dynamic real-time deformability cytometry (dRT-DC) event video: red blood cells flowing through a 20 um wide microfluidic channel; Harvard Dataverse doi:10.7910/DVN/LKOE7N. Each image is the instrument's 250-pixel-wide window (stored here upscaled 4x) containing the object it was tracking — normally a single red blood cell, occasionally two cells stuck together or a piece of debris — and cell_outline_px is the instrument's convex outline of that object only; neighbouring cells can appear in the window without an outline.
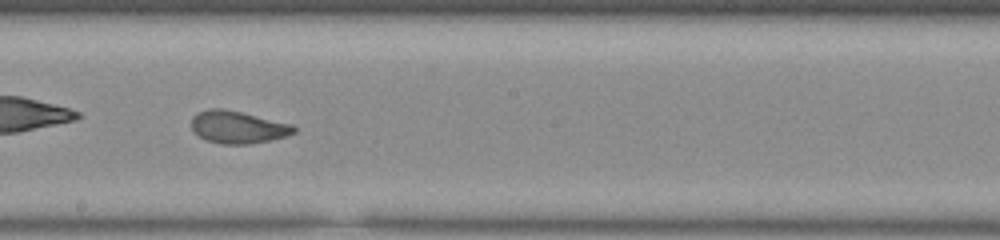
{"species": "common noctule bat (a hibernating species)", "species_latin": "Nyctalus noctula", "temperature_condition": "room temperature", "stored_images_in_passage": 53, "camera_frame_rate_fps": 3000, "um_per_image_px": 0.085, "animal": {"sex": "male", "body_mass_g": 20.0, "forearm_length_mm": 53.3}, "frame": {"image": 1, "passage_image": 31, "time_ms": 10.0, "image_size_px": [1000, 240], "cell_outline_px": [[296, 132], [284, 136], [268, 140], [248, 144], [220, 144], [204, 140], [192, 128], [192, 116], [196, 112], [208, 108], [224, 108], [292, 124], [296, 128]], "centroid_in_image_um": [20.17, 10.79], "position_along_channel_um": 228.0, "area_um2": 19.31}, "authors_computed_cell_mechanics": {"area_um2": 19.8832, "velocity_mm_per_s": 3.8665, "shape_relaxation_time_tau1_ms": 5.8986, "shape_relaxation_time_tau2_ms": 0.8667, "deformation_change_tau1": 0.1738, "deformation_change_tau2": 0.0629}}